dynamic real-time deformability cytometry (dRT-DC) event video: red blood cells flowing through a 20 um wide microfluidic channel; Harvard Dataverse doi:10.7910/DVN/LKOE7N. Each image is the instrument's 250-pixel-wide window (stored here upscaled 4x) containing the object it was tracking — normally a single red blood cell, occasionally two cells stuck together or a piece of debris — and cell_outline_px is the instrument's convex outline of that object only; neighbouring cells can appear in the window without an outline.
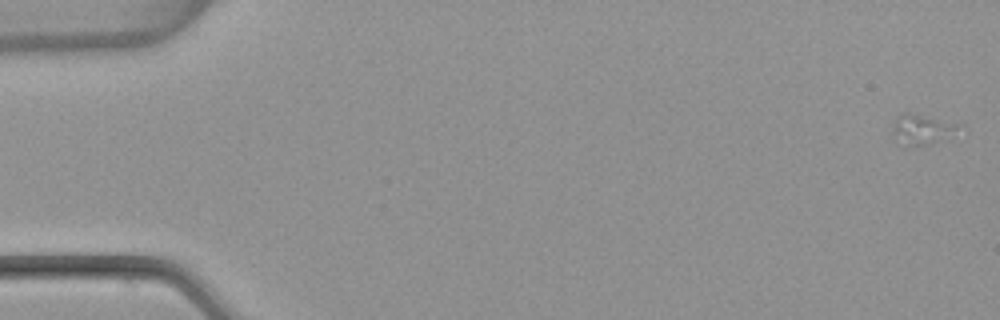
{"species": "common noctule bat (a hibernating species)", "species_latin": "Nyctalus noctula", "temperature_condition": "warm", "stored_images_in_passage": 5, "camera_frame_rate_fps": 3000, "um_per_image_px": 0.085, "animal": {"sex": "female", "body_mass_g": 22.7, "forearm_length_mm": 54.2}, "frame": {"image": 1, "passage_image": 1, "time_ms": 0.0, "image_size_px": [1000, 320], "cell_outline_px": [[968, 128], [928, 144], [908, 148], [892, 140], [892, 128], [896, 116], [904, 112], [908, 112], [964, 124]], "centroid_in_image_um": [78.37, 11.01], "position_along_channel_um": 6.6, "area_um2": 12.31}}